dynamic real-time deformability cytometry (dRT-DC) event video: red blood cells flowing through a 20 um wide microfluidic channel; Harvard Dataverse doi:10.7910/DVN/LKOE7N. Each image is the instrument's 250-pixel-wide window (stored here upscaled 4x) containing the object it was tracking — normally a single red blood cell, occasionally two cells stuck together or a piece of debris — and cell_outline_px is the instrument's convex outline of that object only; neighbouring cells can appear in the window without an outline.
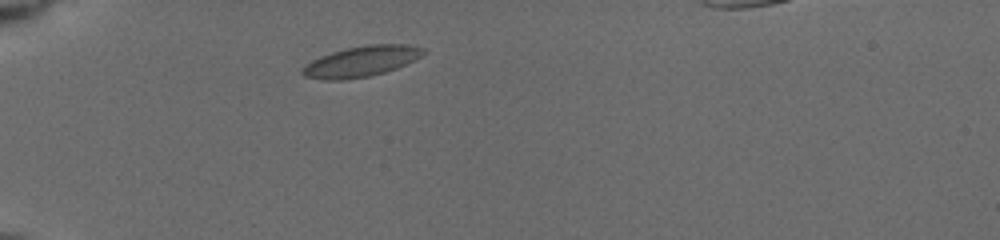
{"species": "common noctule bat (a hibernating species)", "species_latin": "Nyctalus noctula", "temperature_condition": "cold", "stored_images_in_passage": 18, "camera_frame_rate_fps": 3000, "um_per_image_px": 0.085, "animal": {"sex": "female", "body_mass_g": 19.5, "forearm_length_mm": 54.1}, "frame": {"image": 1, "passage_image": 1, "time_ms": 0.0, "image_size_px": [1000, 240], "cell_outline_px": [[424, 52], [420, 56], [396, 68], [384, 72], [368, 76], [340, 80], [324, 80], [304, 76], [300, 72], [300, 68], [304, 64], [320, 56], [332, 52], [348, 48], [368, 44], [408, 44], [424, 48]], "centroid_in_image_um": [30.64, 5.22], "position_along_channel_um": 54.4, "area_um2": 21.39}}
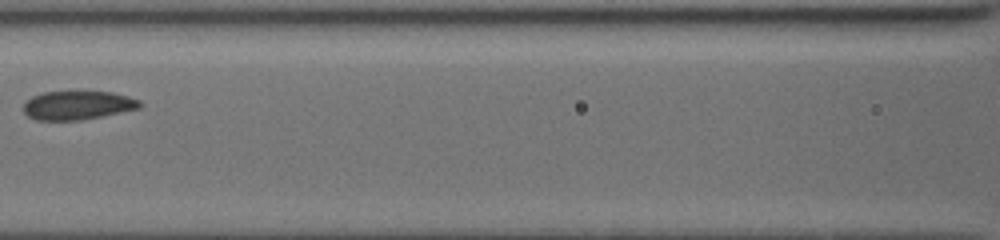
{"frame": {"image": 2, "passage_image": 8, "time_ms": 3.333, "image_size_px": [1000, 240], "cell_outline_px": [[144, 104], [140, 108], [80, 120], [36, 120], [28, 116], [24, 112], [24, 104], [32, 96], [44, 92], [112, 92], [128, 96], [140, 100]], "centroid_in_image_um": [6.62, 8.95], "position_along_channel_um": 160.0, "area_um2": 19.31}}
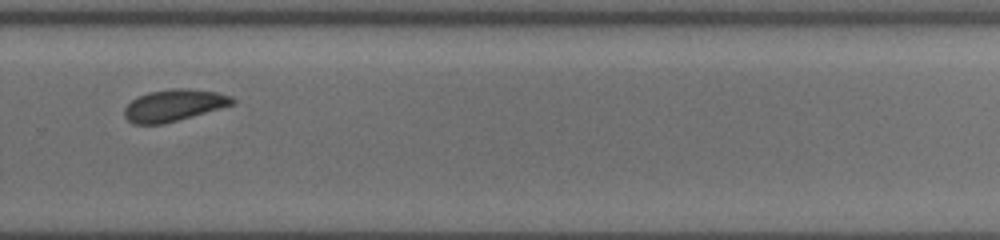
{"frame": {"image": 3, "passage_image": 16, "time_ms": 7.333, "image_size_px": [1000, 240], "cell_outline_px": [[236, 104], [176, 120], [160, 124], [136, 124], [128, 120], [124, 116], [124, 108], [132, 100], [148, 92], [172, 88], [188, 88], [216, 92], [232, 96], [236, 100]], "centroid_in_image_um": [14.81, 8.93], "position_along_channel_um": 315.0, "area_um2": 19.83}}